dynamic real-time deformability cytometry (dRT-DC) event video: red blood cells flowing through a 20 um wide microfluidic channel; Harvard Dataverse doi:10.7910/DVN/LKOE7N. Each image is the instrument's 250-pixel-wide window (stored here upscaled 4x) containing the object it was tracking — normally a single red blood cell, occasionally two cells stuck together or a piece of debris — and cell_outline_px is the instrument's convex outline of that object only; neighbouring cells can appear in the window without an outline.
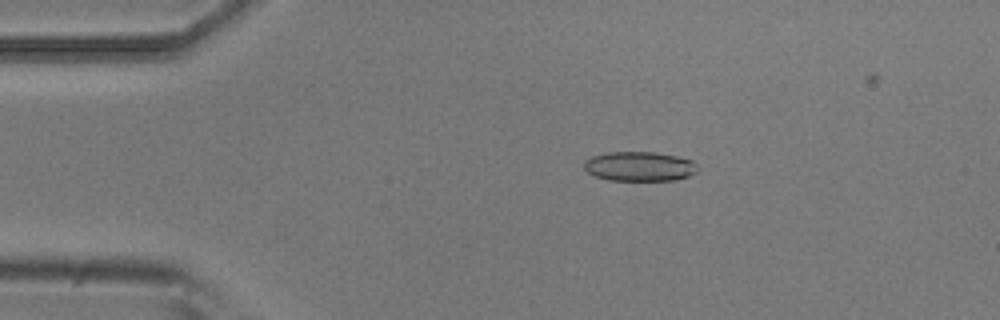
{"species": "common noctule bat (a hibernating species)", "species_latin": "Nyctalus noctula", "temperature_condition": "room temperature", "stored_images_in_passage": 6, "camera_frame_rate_fps": 3000, "um_per_image_px": 0.085, "animal": {"sex": "male", "body_mass_g": 20.5, "forearm_length_mm": 52.5}, "frame": {"image": 1, "passage_image": 3, "time_ms": 0.667, "image_size_px": [1000, 320], "cell_outline_px": [[700, 168], [696, 172], [688, 176], [676, 180], [608, 180], [596, 176], [588, 172], [584, 168], [584, 160], [592, 156], [608, 152], [656, 152], [676, 156], [692, 160]], "centroid_in_image_um": [54.37, 14.14], "position_along_channel_um": 30.6, "area_um2": 19.59}}
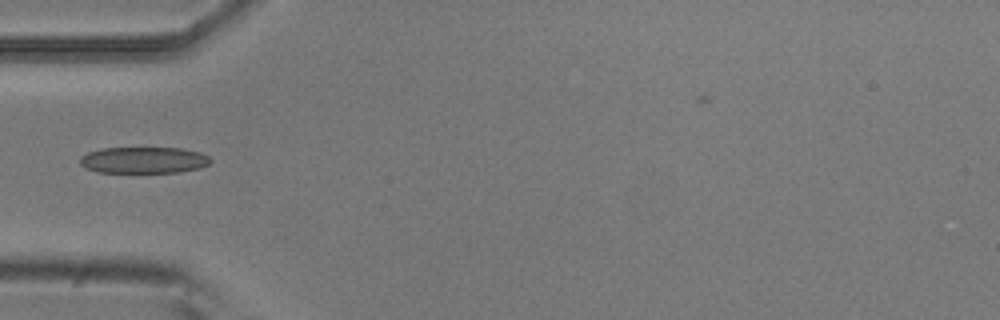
{"frame": {"image": 2, "passage_image": 5, "time_ms": 1.333, "image_size_px": [1000, 320], "cell_outline_px": [[212, 160], [208, 164], [200, 168], [180, 172], [96, 172], [84, 168], [80, 164], [80, 156], [88, 152], [104, 148], [184, 148], [200, 152], [208, 156]], "centroid_in_image_um": [12.21, 13.61], "position_along_channel_um": 72.8, "area_um2": 20.17}}
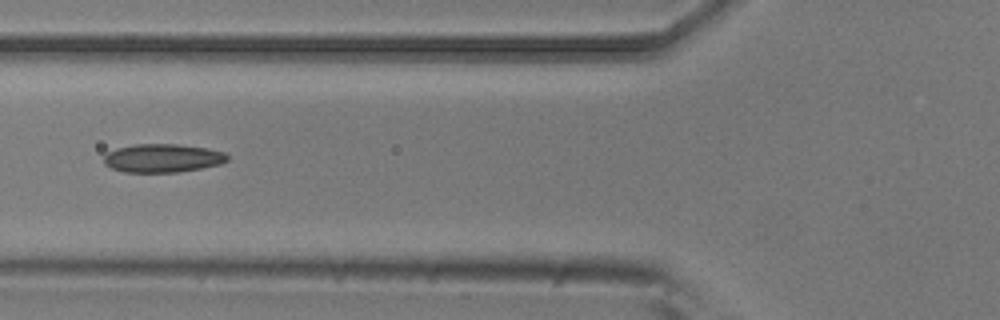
{"frame": {"image": 3, "passage_image": 6, "time_ms": 1.667, "image_size_px": [1000, 320], "cell_outline_px": [[228, 160], [220, 164], [200, 168], [176, 172], [124, 172], [112, 168], [104, 164], [104, 156], [108, 152], [116, 148], [136, 144], [176, 144], [204, 148], [224, 152], [228, 156]], "centroid_in_image_um": [13.79, 13.44], "position_along_channel_um": 112.0, "area_um2": 20.29}}